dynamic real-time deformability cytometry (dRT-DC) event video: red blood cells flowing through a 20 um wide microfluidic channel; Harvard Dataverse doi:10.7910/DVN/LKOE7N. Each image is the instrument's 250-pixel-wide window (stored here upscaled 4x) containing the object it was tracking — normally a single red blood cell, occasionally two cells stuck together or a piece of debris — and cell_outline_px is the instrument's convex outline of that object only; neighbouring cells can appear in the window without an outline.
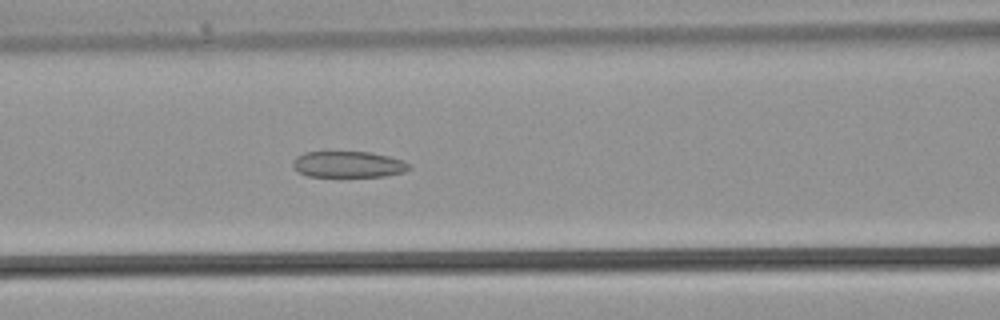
{"species": "common noctule bat (a hibernating species)", "species_latin": "Nyctalus noctula", "temperature_condition": "warm", "stored_images_in_passage": 30, "camera_frame_rate_fps": 3000, "um_per_image_px": 0.085, "animal": {"sex": "male", "body_mass_g": 21.5, "forearm_length_mm": 52.0}, "frame": {"image": 1, "passage_image": 9, "time_ms": 2.667, "image_size_px": [1000, 320], "cell_outline_px": [[412, 168], [404, 172], [384, 176], [308, 176], [300, 172], [292, 164], [296, 156], [304, 152], [368, 152], [388, 156], [404, 160], [412, 164]], "centroid_in_image_um": [29.66, 13.97], "position_along_channel_um": 136.9, "area_um2": 17.69}}
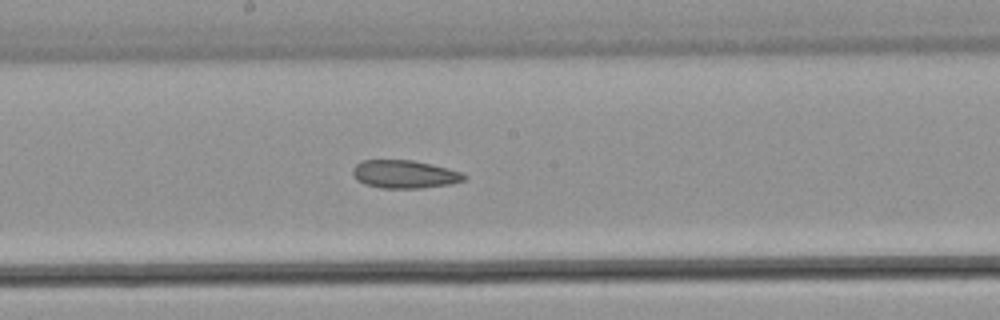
{"frame": {"image": 2, "passage_image": 13, "time_ms": 4.0, "image_size_px": [1000, 320], "cell_outline_px": [[468, 176], [464, 180], [452, 184], [420, 188], [380, 188], [364, 184], [356, 180], [352, 172], [352, 168], [360, 160], [412, 160], [460, 172]], "centroid_in_image_um": [34.33, 14.82], "position_along_channel_um": 213.9, "area_um2": 18.15}}
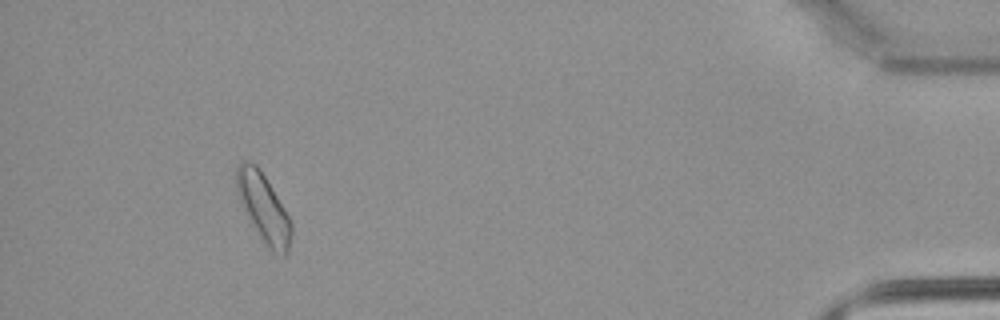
{"frame": {"image": 3, "passage_image": 27, "time_ms": 8.667, "image_size_px": [1000, 320], "cell_outline_px": [[292, 232], [288, 252], [284, 256], [272, 252], [260, 240], [236, 192], [236, 164], [240, 160], [248, 160], [256, 164], [264, 176], [292, 220]], "centroid_in_image_um": [22.4, 17.67], "position_along_channel_um": 412.8, "area_um2": 21.96}}